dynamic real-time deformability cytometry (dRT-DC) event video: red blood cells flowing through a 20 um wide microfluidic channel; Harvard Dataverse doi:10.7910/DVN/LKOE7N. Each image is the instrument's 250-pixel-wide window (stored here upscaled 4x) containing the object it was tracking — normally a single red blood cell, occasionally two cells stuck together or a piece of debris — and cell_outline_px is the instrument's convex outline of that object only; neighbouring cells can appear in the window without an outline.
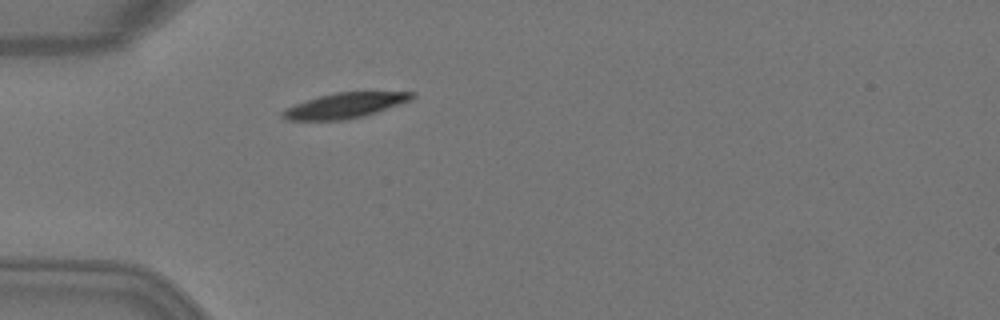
{"species": "Egyptian fruit bat (a non-hibernating species)", "species_latin": "Rousettus aegyptiacus", "temperature_condition": "warm", "stored_images_in_passage": 1, "camera_frame_rate_fps": 3000, "um_per_image_px": 0.085, "animal": {"sex": "female"}, "frame": {"image": 1, "passage_image": 1, "time_ms": 0.0, "image_size_px": [1000, 320], "cell_outline_px": [[416, 96], [412, 100], [364, 116], [348, 120], [284, 120], [280, 116], [280, 112], [284, 108], [320, 96], [336, 92], [416, 92]], "centroid_in_image_um": [29.31, 8.98], "position_along_channel_um": 55.7, "area_um2": 19.07}}